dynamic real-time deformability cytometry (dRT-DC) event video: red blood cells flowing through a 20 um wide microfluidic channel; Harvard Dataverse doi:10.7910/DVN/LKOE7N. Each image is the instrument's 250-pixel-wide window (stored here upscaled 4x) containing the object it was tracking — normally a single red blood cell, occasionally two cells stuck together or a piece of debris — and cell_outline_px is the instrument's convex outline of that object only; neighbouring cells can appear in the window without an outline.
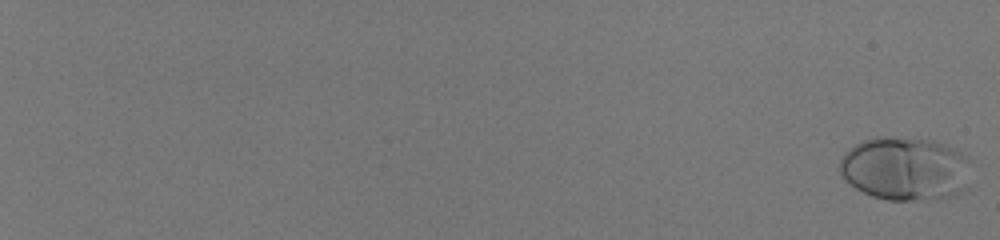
{"species": "human", "species_latin": "Homo sapiens", "temperature_condition": "room temperature", "stored_images_in_passage": 59, "camera_frame_rate_fps": 3000, "um_per_image_px": 0.085, "donor": {"sex": "male"}, "frame": {"image": 1, "passage_image": 1, "time_ms": 0.0, "image_size_px": [1000, 240], "cell_outline_px": [[968, 160], [960, 192], [952, 196], [912, 200], [888, 200], [872, 196], [856, 188], [844, 180], [840, 176], [840, 160], [844, 152], [848, 148], [872, 136], [892, 136], [928, 140], [944, 144], [956, 148], [968, 156]], "centroid_in_image_um": [76.83, 14.3], "position_along_channel_um": 8.2, "area_um2": 48.21}}
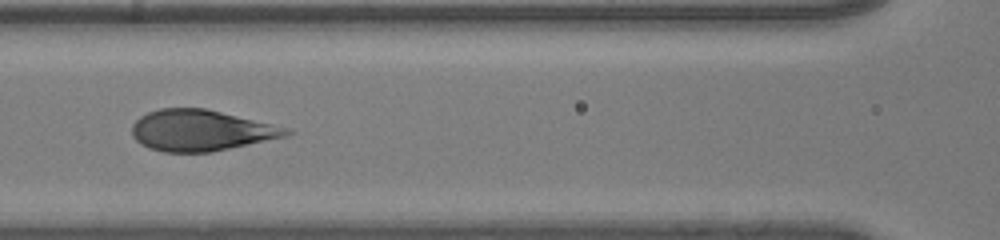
{"frame": {"image": 2, "passage_image": 34, "time_ms": 11.0, "image_size_px": [1000, 240], "cell_outline_px": [[296, 132], [288, 136], [212, 152], [164, 152], [148, 148], [140, 144], [132, 136], [132, 124], [140, 116], [148, 112], [160, 108], [204, 108], [288, 128]], "centroid_in_image_um": [17.06, 11.09], "position_along_channel_um": 149.5, "area_um2": 36.88}}
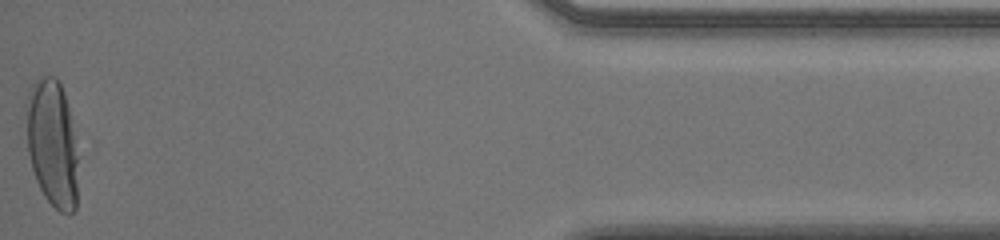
{"frame": {"image": 3, "passage_image": 59, "time_ms": 19.333, "image_size_px": [1000, 240], "cell_outline_px": [[80, 156], [76, 208], [72, 212], [60, 212], [44, 196], [36, 180], [32, 168], [28, 152], [28, 92], [32, 84], [40, 76], [56, 76], [60, 84], [68, 108]], "centroid_in_image_um": [4.5, 12.23], "position_along_channel_um": 430.7, "area_um2": 38.55}}